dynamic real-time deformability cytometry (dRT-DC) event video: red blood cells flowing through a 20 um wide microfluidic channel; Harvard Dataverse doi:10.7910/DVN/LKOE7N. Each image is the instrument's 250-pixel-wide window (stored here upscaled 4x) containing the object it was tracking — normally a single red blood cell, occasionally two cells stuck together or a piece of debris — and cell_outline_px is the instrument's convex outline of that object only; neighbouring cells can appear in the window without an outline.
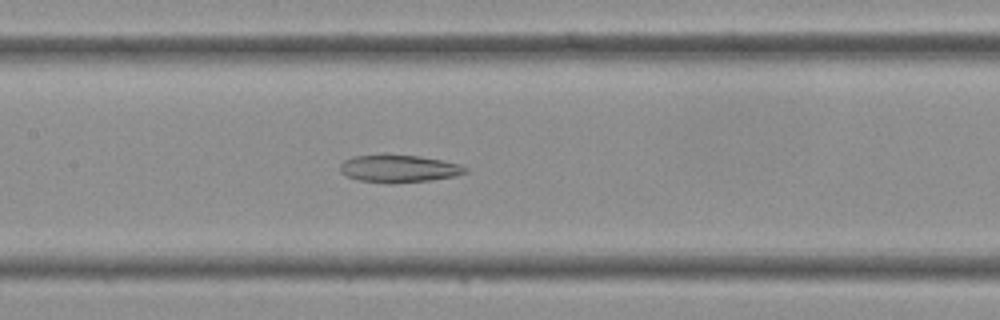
{"species": "Egyptian fruit bat (a non-hibernating species)", "species_latin": "Rousettus aegyptiacus", "temperature_condition": "cold", "stored_images_in_passage": 42, "camera_frame_rate_fps": 3000, "um_per_image_px": 0.085, "frame": {"image": 1, "passage_image": 20, "time_ms": 6.333, "image_size_px": [1000, 320], "cell_outline_px": [[468, 172], [456, 176], [432, 180], [392, 184], [356, 180], [340, 172], [340, 164], [344, 160], [352, 156], [384, 152], [420, 156], [460, 164], [468, 168]], "centroid_in_image_um": [33.87, 14.31], "position_along_channel_um": 173.5, "area_um2": 20.92}}
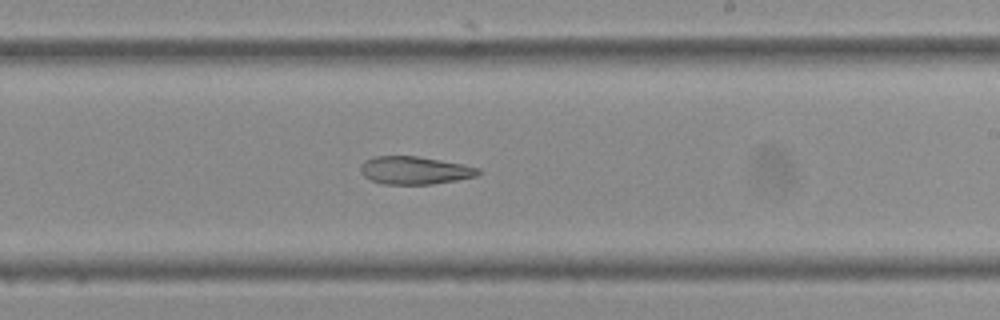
{"frame": {"image": 2, "passage_image": 25, "time_ms": 8.0, "image_size_px": [1000, 320], "cell_outline_px": [[484, 172], [476, 176], [456, 180], [432, 184], [384, 184], [372, 180], [364, 176], [360, 172], [360, 164], [364, 160], [372, 156], [416, 156], [464, 164], [480, 168]], "centroid_in_image_um": [35.25, 14.47], "position_along_channel_um": 253.7, "area_um2": 19.25}}
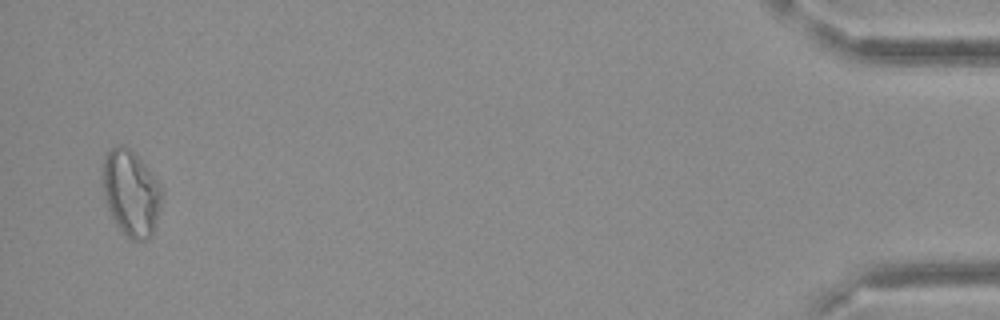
{"frame": {"image": 3, "passage_image": 41, "time_ms": 13.333, "image_size_px": [1000, 320], "cell_outline_px": [[164, 192], [160, 208], [152, 236], [148, 240], [132, 240], [124, 236], [116, 224], [108, 208], [104, 196], [104, 160], [108, 152], [116, 144], [124, 144], [136, 152], [160, 184]], "centroid_in_image_um": [11.18, 16.41], "position_along_channel_um": 424.0, "area_um2": 29.82}}